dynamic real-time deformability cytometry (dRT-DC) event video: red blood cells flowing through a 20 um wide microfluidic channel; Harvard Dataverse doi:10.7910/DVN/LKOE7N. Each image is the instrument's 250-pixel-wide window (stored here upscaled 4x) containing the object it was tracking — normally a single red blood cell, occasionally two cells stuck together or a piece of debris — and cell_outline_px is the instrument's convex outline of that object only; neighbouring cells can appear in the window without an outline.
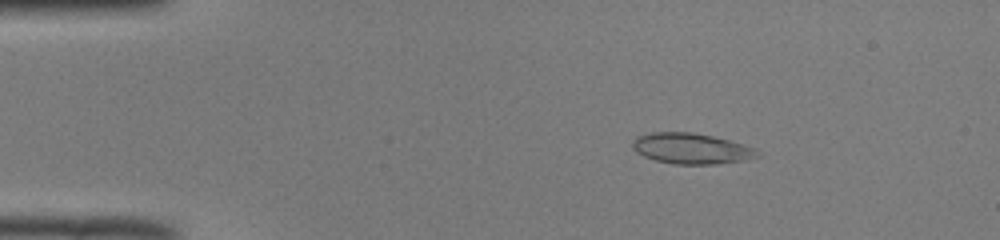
{"species": "common noctule bat (a hibernating species)", "species_latin": "Nyctalus noctula", "temperature_condition": "room temperature", "stored_images_in_passage": 48, "camera_frame_rate_fps": 3000, "um_per_image_px": 0.085, "animal": {"sex": "male", "body_mass_g": 19.0, "forearm_length_mm": 50.8}, "frame": {"image": 1, "passage_image": 6, "time_ms": 1.667, "image_size_px": [1000, 240], "cell_outline_px": [[764, 156], [744, 160], [716, 164], [672, 164], [656, 160], [644, 156], [636, 152], [632, 148], [632, 140], [636, 136], [652, 132], [692, 132], [712, 136], [744, 144], [756, 148]], "centroid_in_image_um": [58.79, 12.62], "position_along_channel_um": 26.2, "area_um2": 22.6}}
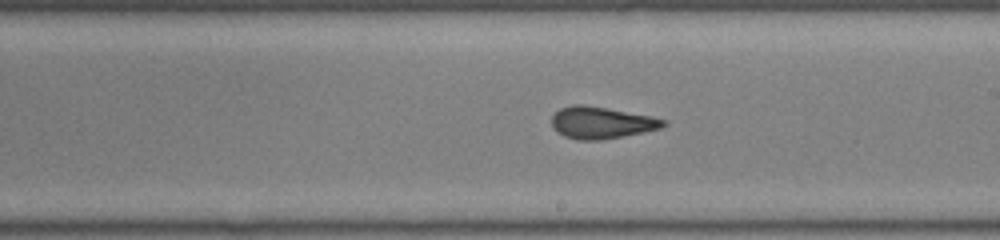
{"frame": {"image": 2, "passage_image": 27, "time_ms": 8.667, "image_size_px": [1000, 240], "cell_outline_px": [[668, 124], [660, 128], [600, 140], [576, 140], [564, 136], [556, 132], [552, 128], [552, 116], [560, 108], [572, 104], [584, 104], [608, 108], [652, 116], [668, 120]], "centroid_in_image_um": [51.09, 10.41], "position_along_channel_um": 237.9, "area_um2": 20.81}}
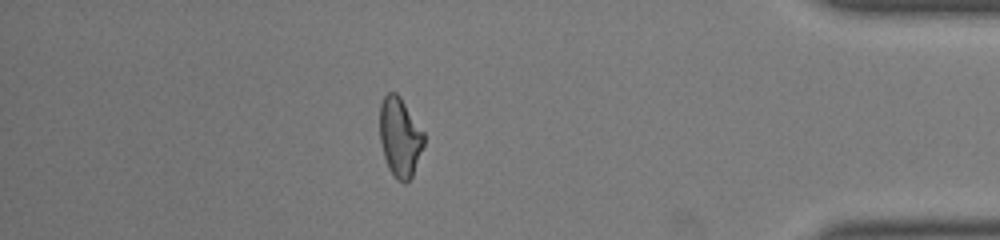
{"frame": {"image": 3, "passage_image": 42, "time_ms": 13.667, "image_size_px": [1000, 240], "cell_outline_px": [[424, 144], [412, 176], [404, 184], [396, 180], [388, 168], [384, 156], [380, 140], [380, 104], [384, 96], [388, 92], [396, 92], [400, 96], [424, 132]], "centroid_in_image_um": [33.98, 11.66], "position_along_channel_um": 401.2, "area_um2": 20.4}, "authors_computed_cell_mechanics": {"area_um2": 20.9236, "velocity_mm_per_s": 4.0169, "shape_relaxation_time_tau1_ms": null, "shape_relaxation_time_tau2_ms": 1.6462, "deformation_change_tau1": null, "deformation_change_tau2": 0.073}}